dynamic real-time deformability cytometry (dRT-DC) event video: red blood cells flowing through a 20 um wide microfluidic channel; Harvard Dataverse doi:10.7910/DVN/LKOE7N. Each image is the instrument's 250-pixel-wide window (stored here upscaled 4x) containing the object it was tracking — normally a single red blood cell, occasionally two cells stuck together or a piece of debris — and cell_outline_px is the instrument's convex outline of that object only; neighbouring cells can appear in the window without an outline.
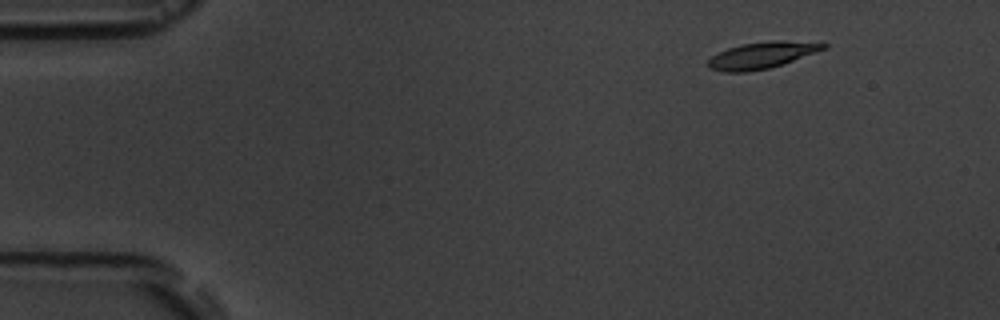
{"species": "common noctule bat (a hibernating species)", "species_latin": "Nyctalus noctula", "temperature_condition": "room temperature", "stored_images_in_passage": 5, "segment_of_instrument_passage": [1, 2], "camera_frame_rate_fps": 3000, "um_per_image_px": 0.085, "animal": {"sex": "male", "body_mass_g": 19.5, "forearm_length_mm": 54.6}, "frame": {"image": 1, "passage_image": 2, "time_ms": 1.333, "image_size_px": [1000, 320], "cell_outline_px": [[828, 48], [768, 68], [748, 72], [724, 72], [708, 68], [708, 60], [712, 56], [728, 48], [740, 44], [772, 40], [776, 40], [828, 44]], "centroid_in_image_um": [64.7, 4.7], "position_along_channel_um": 20.3, "area_um2": 17.51}}